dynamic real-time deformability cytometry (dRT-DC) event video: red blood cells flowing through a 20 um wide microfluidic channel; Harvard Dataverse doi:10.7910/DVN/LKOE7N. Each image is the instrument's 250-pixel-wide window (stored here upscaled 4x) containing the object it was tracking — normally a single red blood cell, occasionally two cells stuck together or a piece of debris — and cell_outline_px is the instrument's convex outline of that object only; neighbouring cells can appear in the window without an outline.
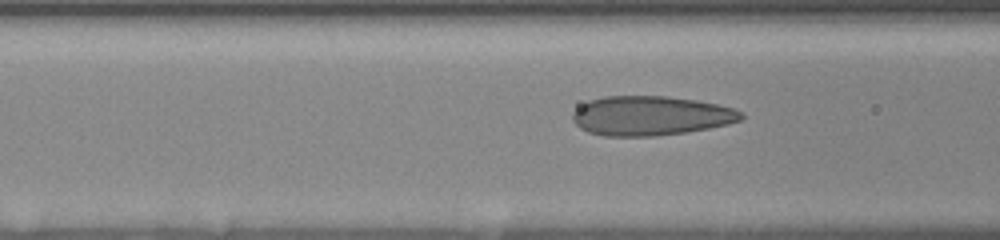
{"species": "human", "species_latin": "Homo sapiens", "temperature_condition": "room temperature", "stored_images_in_passage": 32, "camera_frame_rate_fps": 3000, "um_per_image_px": 0.085, "donor": {"sex": "female"}, "frame": {"image": 1, "passage_image": 8, "time_ms": 2.333, "image_size_px": [1000, 240], "cell_outline_px": [[744, 116], [740, 120], [728, 124], [708, 128], [684, 132], [656, 136], [604, 136], [588, 132], [580, 128], [572, 120], [572, 112], [580, 104], [588, 100], [604, 96], [668, 96], [696, 100], [716, 104], [732, 108], [740, 112]], "centroid_in_image_um": [55.24, 9.83], "position_along_channel_um": 111.4, "area_um2": 38.78}}
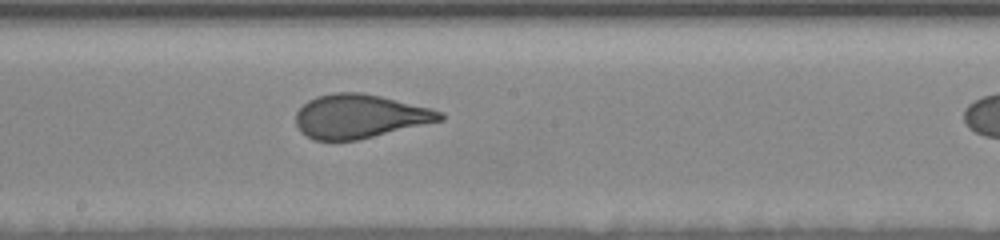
{"frame": {"image": 2, "passage_image": 17, "time_ms": 5.333, "image_size_px": [1000, 240], "cell_outline_px": [[444, 120], [356, 140], [312, 140], [300, 132], [296, 124], [296, 112], [308, 100], [316, 96], [336, 92], [360, 92], [380, 96], [432, 108], [444, 112]], "centroid_in_image_um": [30.57, 9.88], "position_along_channel_um": 217.6, "area_um2": 36.82}}
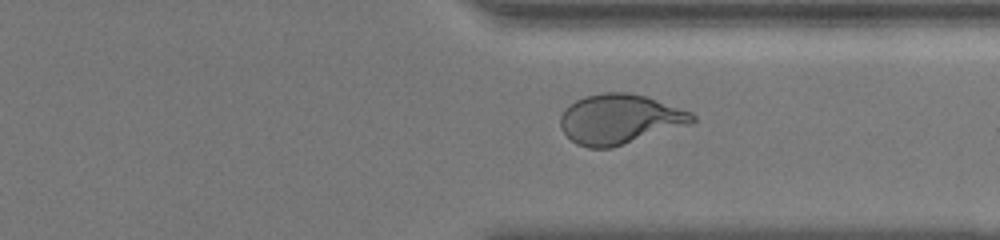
{"frame": {"image": 3, "passage_image": 29, "time_ms": 9.333, "image_size_px": [1000, 240], "cell_outline_px": [[696, 120], [692, 124], [612, 148], [588, 148], [576, 144], [560, 128], [560, 116], [564, 108], [576, 100], [584, 96], [604, 92], [628, 92], [644, 96], [692, 112], [696, 116]], "centroid_in_image_um": [52.67, 10.13], "position_along_channel_um": 358.7, "area_um2": 38.49}}